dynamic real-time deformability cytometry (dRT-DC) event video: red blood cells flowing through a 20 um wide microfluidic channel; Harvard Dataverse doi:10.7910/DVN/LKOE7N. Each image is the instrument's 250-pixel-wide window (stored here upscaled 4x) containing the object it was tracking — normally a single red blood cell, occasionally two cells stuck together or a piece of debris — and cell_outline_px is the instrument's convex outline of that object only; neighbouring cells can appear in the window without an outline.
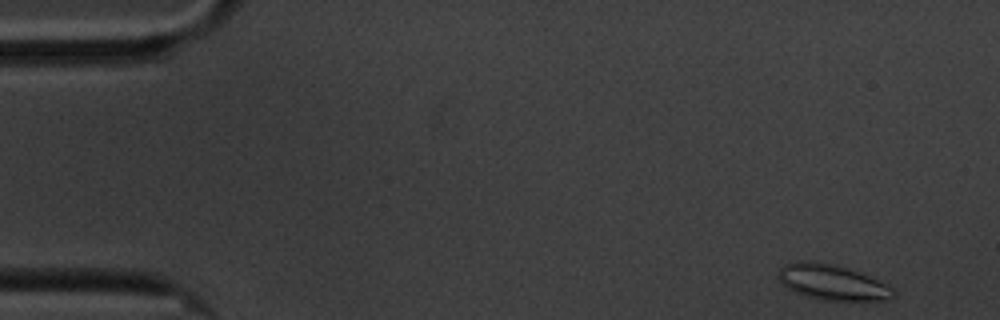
{"species": "common noctule bat (a hibernating species)", "species_latin": "Nyctalus noctula", "temperature_condition": "cold", "stored_images_in_passage": 58, "camera_frame_rate_fps": 3000, "um_per_image_px": 0.085, "animal": {"sex": "male", "body_mass_g": 20.1, "forearm_length_mm": 53.5}, "frame": {"image": 1, "passage_image": 2, "time_ms": 0.333, "image_size_px": [1000, 320], "cell_outline_px": [[896, 296], [884, 300], [820, 300], [804, 296], [788, 288], [780, 280], [780, 268], [784, 264], [804, 260], [828, 264], [860, 272], [892, 288], [896, 292]], "centroid_in_image_um": [70.74, 24.02], "position_along_channel_um": 14.3, "area_um2": 23.12}}
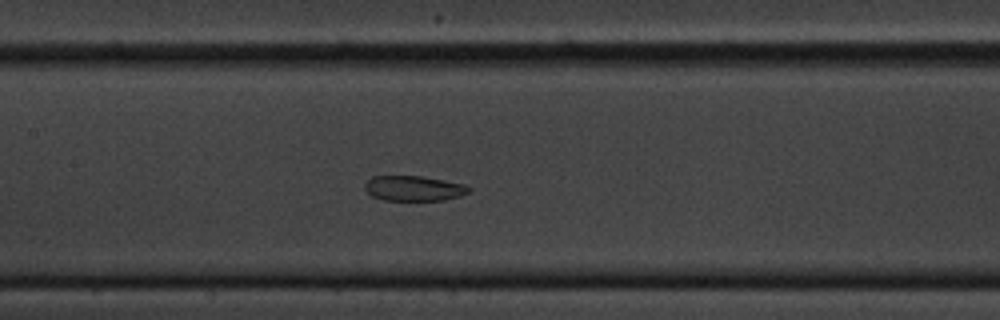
{"frame": {"image": 2, "passage_image": 26, "time_ms": 8.333, "image_size_px": [1000, 320], "cell_outline_px": [[472, 192], [460, 196], [444, 200], [384, 200], [372, 196], [364, 188], [364, 184], [372, 176], [420, 176], [444, 180], [464, 184], [472, 188]], "centroid_in_image_um": [35.2, 16.01], "position_along_channel_um": 172.2, "area_um2": 15.32}}
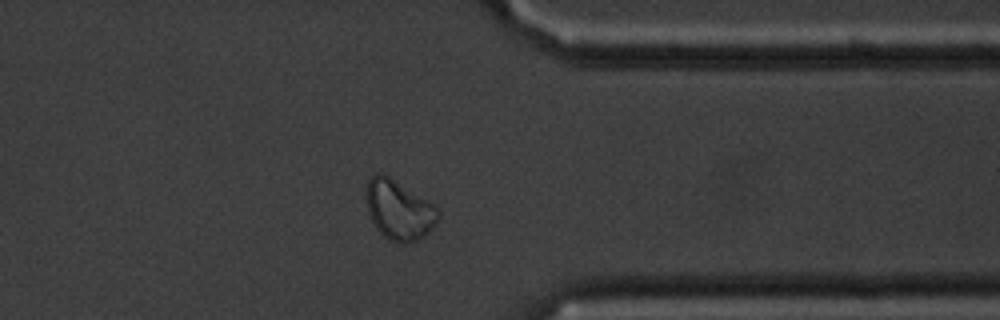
{"frame": {"image": 3, "passage_image": 45, "time_ms": 14.667, "image_size_px": [1000, 320], "cell_outline_px": [[440, 216], [436, 224], [424, 236], [408, 244], [400, 244], [384, 236], [376, 228], [368, 212], [364, 196], [364, 192], [368, 176], [376, 172], [384, 172], [432, 204], [440, 212]], "centroid_in_image_um": [33.85, 17.81], "position_along_channel_um": 377.5, "area_um2": 25.37}, "authors_computed_cell_mechanics": {"area_um2": 20.519, "velocity_mm_per_s": 3.3429, "shape_relaxation_time_tau1_ms": null, "shape_relaxation_time_tau2_ms": 2.4693, "deformation_change_tau1": null, "deformation_change_tau2": 0.061}}